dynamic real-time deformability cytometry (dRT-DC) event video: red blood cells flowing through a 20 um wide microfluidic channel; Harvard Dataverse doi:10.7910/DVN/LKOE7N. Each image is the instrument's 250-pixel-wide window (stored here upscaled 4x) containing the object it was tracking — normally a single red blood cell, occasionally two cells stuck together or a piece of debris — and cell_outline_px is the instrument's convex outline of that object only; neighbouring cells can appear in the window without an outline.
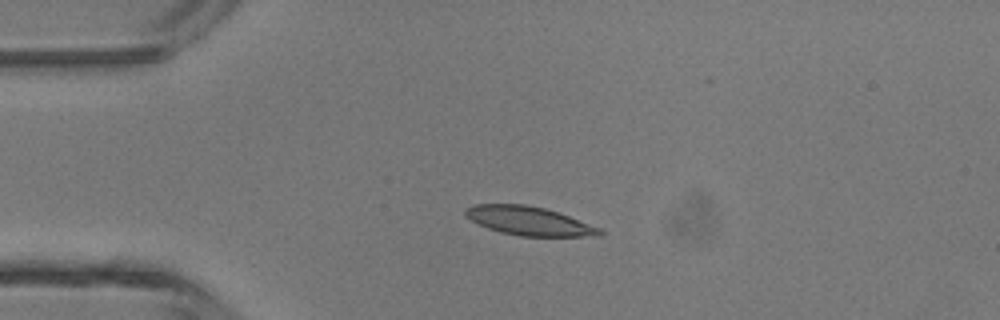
{"species": "common noctule bat (a hibernating species)", "species_latin": "Nyctalus noctula", "temperature_condition": "room temperature", "stored_images_in_passage": 4, "camera_frame_rate_fps": 3000, "um_per_image_px": 0.085, "animal": {"sex": "male", "body_mass_g": 13.3}, "frame": {"image": 1, "passage_image": 3, "time_ms": 0.667, "image_size_px": [1000, 320], "cell_outline_px": [[604, 236], [520, 236], [500, 232], [488, 228], [464, 216], [464, 208], [472, 204], [524, 204], [544, 208], [568, 216], [600, 228], [604, 232]], "centroid_in_image_um": [44.94, 18.78], "position_along_channel_um": 40.1, "area_um2": 22.43}}